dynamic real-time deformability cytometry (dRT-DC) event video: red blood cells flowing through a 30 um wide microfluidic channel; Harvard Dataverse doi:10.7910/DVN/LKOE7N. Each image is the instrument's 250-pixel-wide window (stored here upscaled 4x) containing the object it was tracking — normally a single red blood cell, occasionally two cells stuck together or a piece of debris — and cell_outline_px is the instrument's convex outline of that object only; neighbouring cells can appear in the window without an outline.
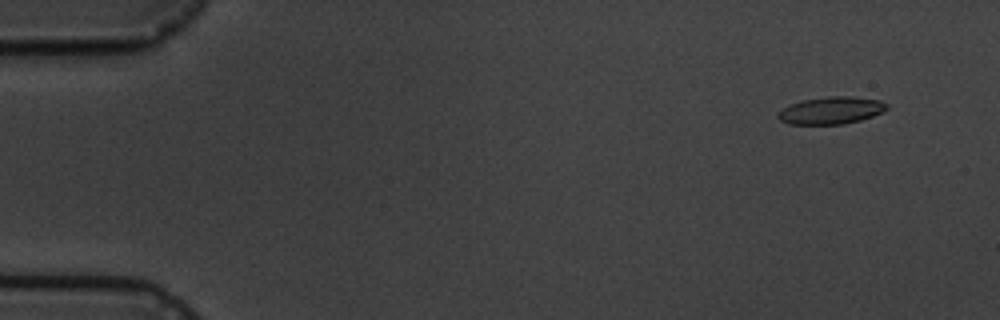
{"species": "common noctule bat (a hibernating species)", "species_latin": "Nyctalus noctula", "temperature_condition": "cold", "stored_images_in_passage": 6, "camera_frame_rate_fps": 3000, "um_per_image_px": 0.085, "animal": {"sex": "male", "body_mass_g": 19.5, "forearm_length_mm": 54.6}, "frame": {"image": 1, "passage_image": 2, "time_ms": 1.0, "image_size_px": [1000, 320], "cell_outline_px": [[888, 108], [884, 112], [860, 120], [844, 124], [788, 124], [780, 120], [776, 116], [784, 108], [800, 100], [828, 96], [852, 96], [880, 100], [888, 104]], "centroid_in_image_um": [70.68, 9.38], "position_along_channel_um": 14.3, "area_um2": 17.34}}